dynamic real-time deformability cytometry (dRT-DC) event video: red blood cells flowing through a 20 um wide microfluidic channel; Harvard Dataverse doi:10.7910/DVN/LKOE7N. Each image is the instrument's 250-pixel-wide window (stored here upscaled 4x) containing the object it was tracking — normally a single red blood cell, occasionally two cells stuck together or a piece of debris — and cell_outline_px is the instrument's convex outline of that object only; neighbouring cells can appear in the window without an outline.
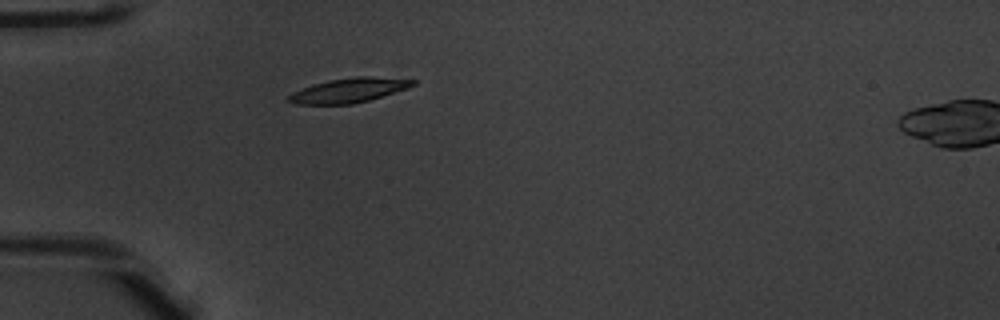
{"species": "common noctule bat (a hibernating species)", "species_latin": "Nyctalus noctula", "temperature_condition": "warm", "stored_images_in_passage": 37, "camera_frame_rate_fps": 3000, "um_per_image_px": 0.085, "animal": {"sex": "male", "body_mass_g": 20.1, "forearm_length_mm": 53.5}, "frame": {"image": 1, "passage_image": 1, "time_ms": 0.0, "image_size_px": [1000, 320], "cell_outline_px": [[416, 84], [408, 88], [368, 100], [352, 104], [296, 104], [284, 100], [292, 92], [312, 84], [328, 80], [356, 76], [372, 76], [416, 80]], "centroid_in_image_um": [29.62, 7.67], "position_along_channel_um": 55.4, "area_um2": 17.74}}
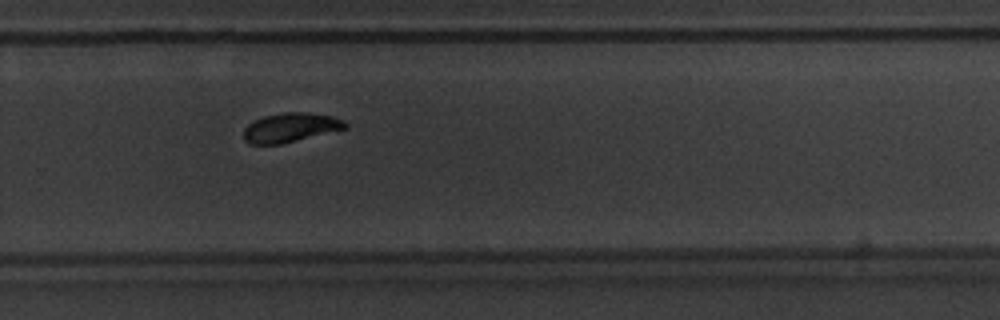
{"frame": {"image": 2, "passage_image": 21, "time_ms": 6.667, "image_size_px": [1000, 320], "cell_outline_px": [[348, 128], [280, 144], [252, 144], [244, 140], [244, 128], [248, 124], [264, 116], [284, 112], [308, 112], [332, 116], [344, 120], [348, 124]], "centroid_in_image_um": [24.72, 10.83], "position_along_channel_um": 305.1, "area_um2": 17.22}}
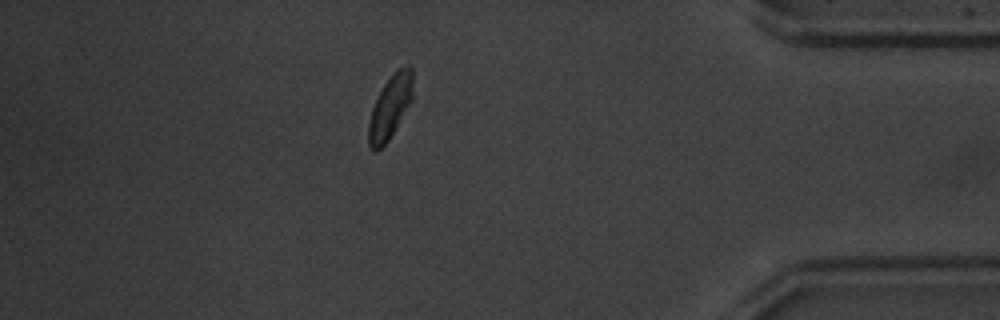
{"frame": {"image": 3, "passage_image": 31, "time_ms": 10.0, "image_size_px": [1000, 320], "cell_outline_px": [[412, 100], [388, 140], [376, 152], [372, 152], [368, 144], [368, 124], [372, 108], [384, 84], [392, 72], [396, 68], [404, 64], [408, 64], [412, 68]], "centroid_in_image_um": [33.16, 9.06], "position_along_channel_um": 402.0, "area_um2": 16.36}, "authors_computed_cell_mechanics": {"area_um2": 17.5712, "velocity_mm_per_s": 3.8937, "shape_relaxation_time_tau1_ms": 1.8454, "shape_relaxation_time_tau2_ms": 1.9691, "deformation_change_tau1": 0.1361, "deformation_change_tau2": 0.0495}}